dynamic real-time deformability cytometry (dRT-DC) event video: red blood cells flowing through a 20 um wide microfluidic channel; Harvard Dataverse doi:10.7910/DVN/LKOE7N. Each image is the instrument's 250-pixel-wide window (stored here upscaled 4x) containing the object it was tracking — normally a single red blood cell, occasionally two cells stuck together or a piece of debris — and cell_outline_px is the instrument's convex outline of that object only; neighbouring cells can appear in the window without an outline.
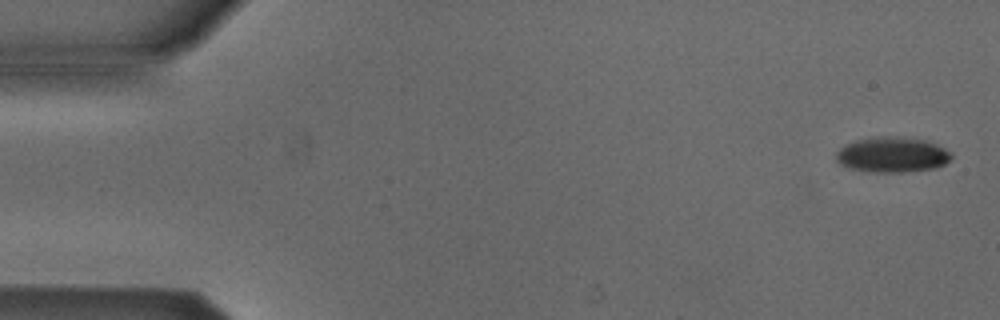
{"species": "Egyptian fruit bat (a non-hibernating species)", "species_latin": "Rousettus aegyptiacus", "temperature_condition": "cold", "stored_images_in_passage": 4, "camera_frame_rate_fps": 3000, "um_per_image_px": 0.085, "animal": {"sex": "male"}, "frame": {"image": 1, "passage_image": 1, "time_ms": 0.0, "image_size_px": [1000, 320], "cell_outline_px": [[952, 156], [944, 164], [932, 168], [900, 172], [872, 172], [852, 168], [840, 164], [836, 160], [836, 152], [840, 148], [856, 140], [876, 136], [900, 136], [928, 140], [952, 152]], "centroid_in_image_um": [75.85, 13.13], "position_along_channel_um": 9.2, "area_um2": 23.64}}
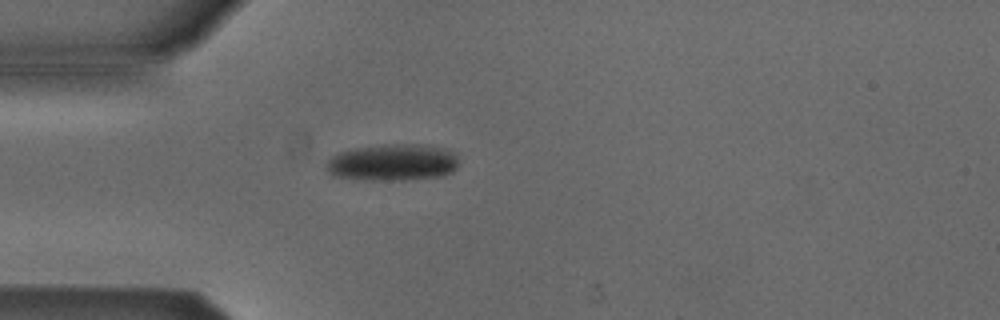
{"frame": {"image": 2, "passage_image": 4, "time_ms": 1.0, "image_size_px": [1000, 320], "cell_outline_px": [[456, 168], [452, 172], [444, 176], [404, 180], [364, 180], [332, 176], [328, 172], [324, 164], [332, 156], [340, 152], [356, 148], [396, 144], [416, 144], [444, 148], [456, 152]], "centroid_in_image_um": [33.37, 13.82], "position_along_channel_um": 51.6, "area_um2": 28.44}}